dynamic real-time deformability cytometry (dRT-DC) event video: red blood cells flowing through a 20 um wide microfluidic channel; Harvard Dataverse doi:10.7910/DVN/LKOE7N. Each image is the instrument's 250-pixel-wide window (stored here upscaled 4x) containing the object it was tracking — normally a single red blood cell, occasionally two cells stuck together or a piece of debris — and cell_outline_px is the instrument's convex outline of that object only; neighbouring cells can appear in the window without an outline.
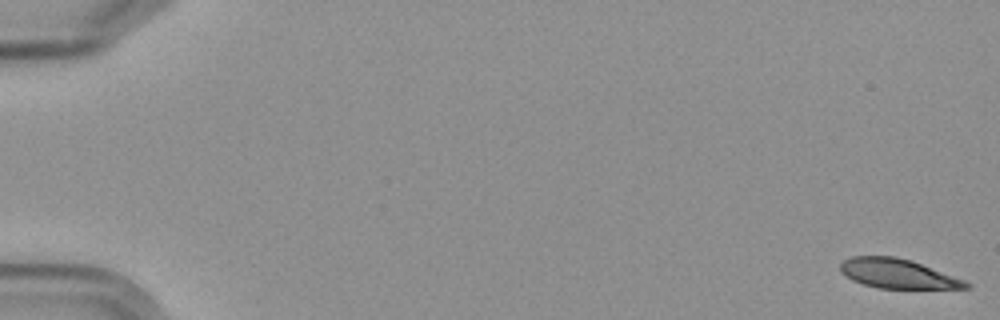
{"species": "Egyptian fruit bat (a non-hibernating species)", "species_latin": "Rousettus aegyptiacus", "temperature_condition": "cold", "stored_images_in_passage": 7, "camera_frame_rate_fps": 3000, "um_per_image_px": 0.085, "frame": {"image": 1, "passage_image": 1, "time_ms": 0.0, "image_size_px": [1000, 320], "cell_outline_px": [[972, 288], [880, 288], [864, 284], [852, 280], [844, 276], [840, 272], [840, 264], [844, 260], [852, 256], [892, 256], [908, 260], [920, 264], [964, 280], [972, 284]], "centroid_in_image_um": [76.26, 23.26], "position_along_channel_um": 8.7, "area_um2": 21.15}}
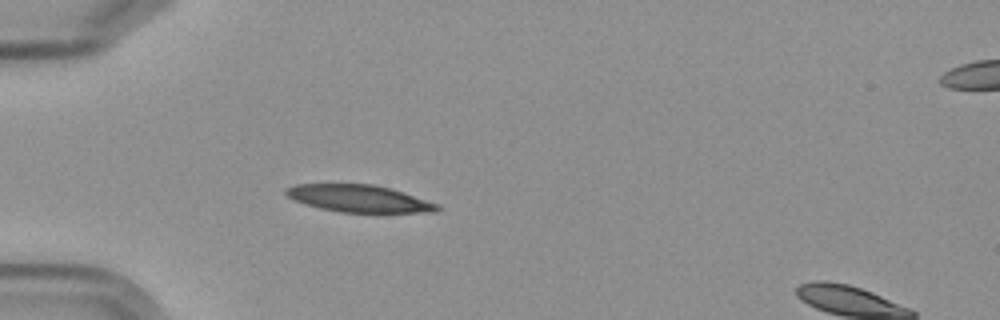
{"frame": {"image": 2, "passage_image": 6, "time_ms": 5.667, "image_size_px": [1000, 320], "cell_outline_px": [[440, 208], [436, 212], [340, 212], [320, 208], [304, 204], [288, 196], [284, 192], [284, 188], [296, 184], [372, 184], [388, 188], [440, 204]], "centroid_in_image_um": [30.49, 16.87], "position_along_channel_um": 54.5, "area_um2": 23.7}}